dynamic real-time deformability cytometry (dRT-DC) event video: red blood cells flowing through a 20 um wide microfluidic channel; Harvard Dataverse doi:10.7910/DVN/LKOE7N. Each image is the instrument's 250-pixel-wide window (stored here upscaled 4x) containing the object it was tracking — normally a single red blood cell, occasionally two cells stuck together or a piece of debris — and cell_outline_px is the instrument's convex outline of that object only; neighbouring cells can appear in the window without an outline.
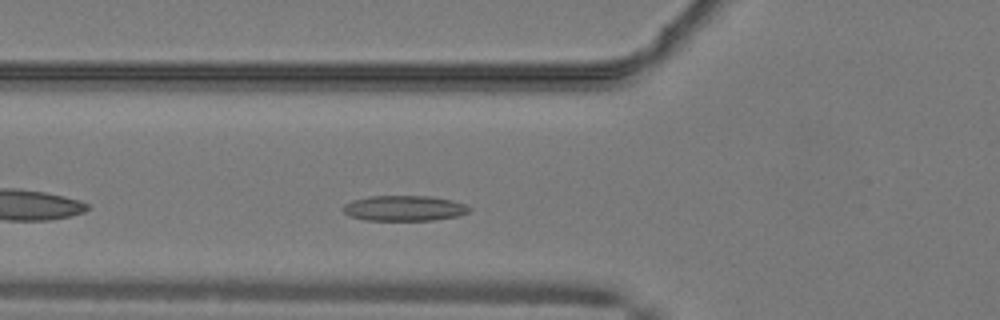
{"species": "common noctule bat (a hibernating species)", "species_latin": "Nyctalus noctula", "temperature_condition": "warm", "stored_images_in_passage": 37, "camera_frame_rate_fps": 3000, "um_per_image_px": 0.085, "animal": {"sex": "male", "body_mass_g": 19.2, "forearm_length_mm": 51.8}, "frame": {"image": 1, "passage_image": 5, "time_ms": 1.333, "image_size_px": [1000, 320], "cell_outline_px": [[472, 208], [468, 212], [456, 216], [432, 220], [364, 220], [348, 216], [340, 208], [344, 204], [352, 200], [372, 196], [428, 196], [452, 200], [464, 204]], "centroid_in_image_um": [34.3, 17.7], "position_along_channel_um": 91.5, "area_um2": 18.67}}
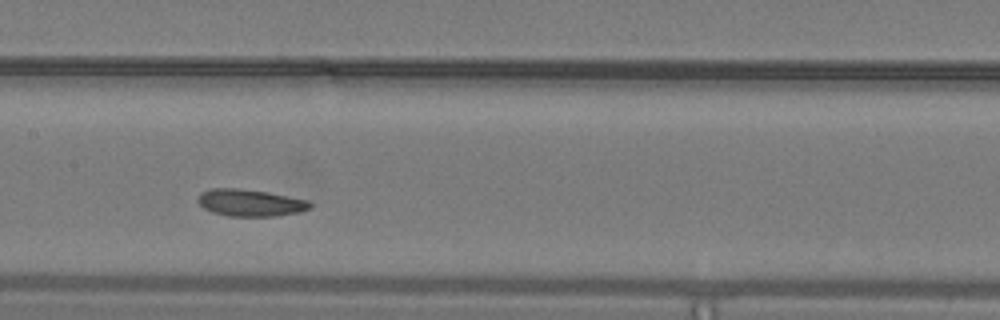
{"frame": {"image": 2, "passage_image": 12, "time_ms": 3.667, "image_size_px": [1000, 320], "cell_outline_px": [[312, 204], [308, 208], [300, 212], [276, 216], [228, 216], [212, 212], [204, 208], [196, 200], [200, 192], [212, 188], [236, 188], [268, 192], [308, 200]], "centroid_in_image_um": [21.24, 17.23], "position_along_channel_um": 186.2, "area_um2": 17.63}}
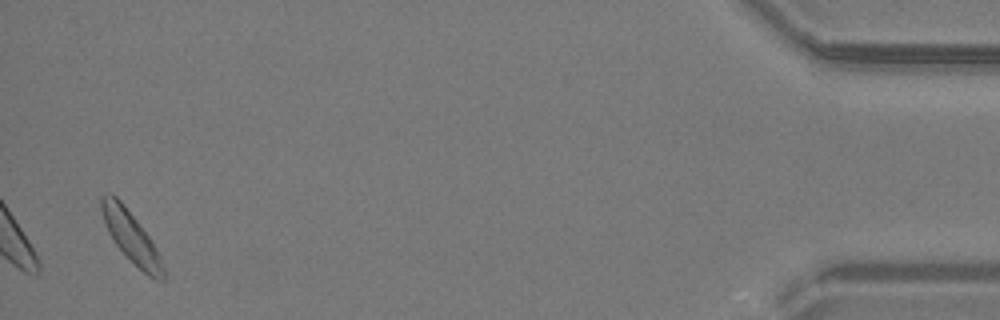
{"frame": {"image": 3, "passage_image": 36, "time_ms": 11.667, "image_size_px": [1000, 320], "cell_outline_px": [[164, 280], [156, 280], [148, 276], [112, 240], [104, 224], [100, 212], [100, 196], [108, 192], [116, 196], [120, 200], [136, 220], [148, 236], [156, 248], [160, 256], [164, 268]], "centroid_in_image_um": [11.1, 20.09], "position_along_channel_um": 424.1, "area_um2": 18.03}, "authors_computed_cell_mechanics": {"area_um2": 17.5712, "velocity_mm_per_s": 4.036, "shape_relaxation_time_tau1_ms": 4.1632, "shape_relaxation_time_tau2_ms": 3.1605, "deformation_change_tau1": 0.0765, "deformation_change_tau2": 0.0829}}